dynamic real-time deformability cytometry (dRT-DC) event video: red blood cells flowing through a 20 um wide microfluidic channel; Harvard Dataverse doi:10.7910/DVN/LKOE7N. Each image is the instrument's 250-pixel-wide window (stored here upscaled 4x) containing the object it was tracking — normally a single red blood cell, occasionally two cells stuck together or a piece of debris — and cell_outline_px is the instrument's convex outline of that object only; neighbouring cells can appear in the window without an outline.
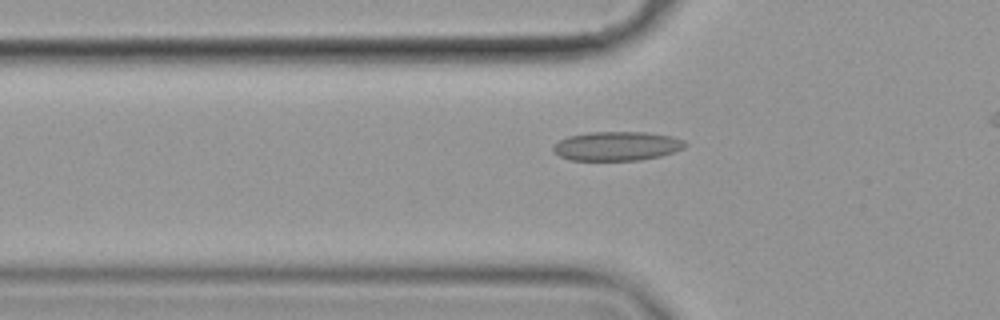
{"species": "common noctule bat (a hibernating species)", "species_latin": "Nyctalus noctula", "temperature_condition": "cold", "stored_images_in_passage": 40, "camera_frame_rate_fps": 3000, "um_per_image_px": 0.085, "animal": {"sex": "female", "body_mass_g": 19.9}, "frame": {"image": 1, "passage_image": 9, "time_ms": 2.667, "image_size_px": [1000, 320], "cell_outline_px": [[688, 144], [684, 148], [660, 156], [640, 160], [572, 160], [560, 156], [552, 152], [552, 144], [568, 136], [588, 132], [648, 132], [672, 136], [684, 140]], "centroid_in_image_um": [52.42, 12.41], "position_along_channel_um": 73.4, "area_um2": 22.54}}
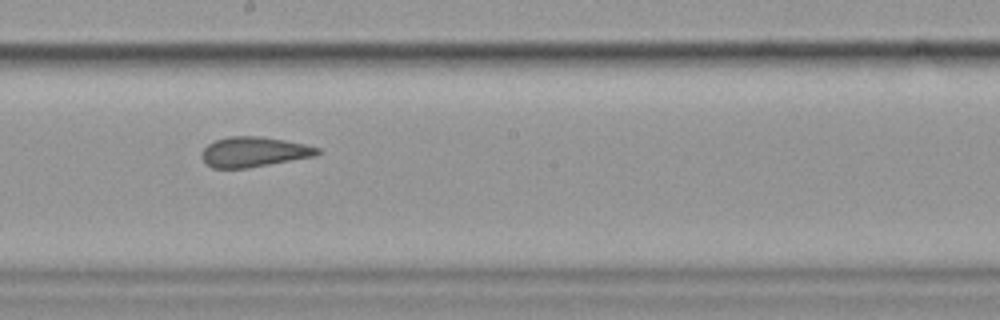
{"frame": {"image": 2, "passage_image": 22, "time_ms": 7.0, "image_size_px": [1000, 320], "cell_outline_px": [[320, 152], [316, 156], [248, 168], [212, 168], [204, 164], [200, 156], [200, 152], [208, 144], [216, 140], [228, 136], [260, 136], [284, 140], [304, 144], [320, 148]], "centroid_in_image_um": [21.54, 12.92], "position_along_channel_um": 226.7, "area_um2": 20.46}}
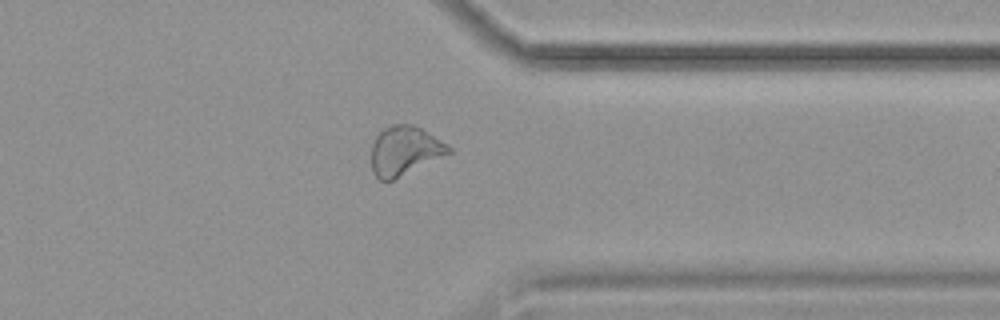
{"frame": {"image": 3, "passage_image": 35, "time_ms": 11.333, "image_size_px": [1000, 320], "cell_outline_px": [[452, 152], [392, 180], [380, 180], [372, 172], [372, 144], [376, 136], [384, 128], [392, 124], [412, 124], [420, 128], [448, 144], [452, 148]], "centroid_in_image_um": [34.39, 12.8], "position_along_channel_um": 377.0, "area_um2": 21.85}}